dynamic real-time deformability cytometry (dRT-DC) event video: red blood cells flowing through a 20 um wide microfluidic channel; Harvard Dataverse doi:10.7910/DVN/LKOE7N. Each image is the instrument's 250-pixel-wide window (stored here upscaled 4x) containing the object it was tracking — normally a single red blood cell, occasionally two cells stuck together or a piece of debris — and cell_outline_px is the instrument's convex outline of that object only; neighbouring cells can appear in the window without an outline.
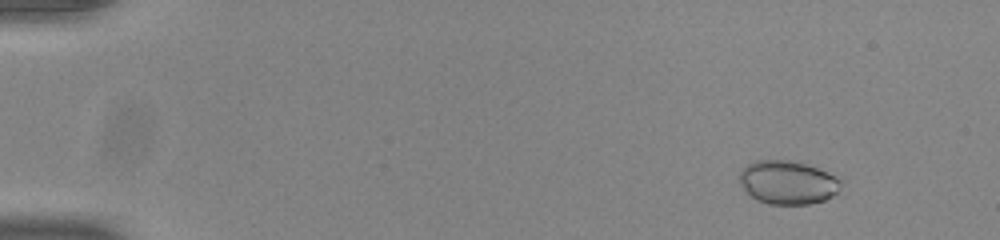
{"species": "common noctule bat (a hibernating species)", "species_latin": "Nyctalus noctula", "temperature_condition": "room temperature", "stored_images_in_passage": 49, "camera_frame_rate_fps": 3000, "um_per_image_px": 0.085, "animal": {"sex": "male", "body_mass_g": 20.0, "forearm_length_mm": 53.3}, "frame": {"image": 1, "passage_image": 1, "time_ms": 0.0, "image_size_px": [1000, 240], "cell_outline_px": [[844, 176], [836, 192], [832, 196], [824, 200], [808, 204], [768, 204], [756, 200], [744, 188], [740, 180], [740, 172], [748, 164], [756, 160], [788, 160], [808, 164]], "centroid_in_image_um": [67.03, 15.49], "position_along_channel_um": 18.0, "area_um2": 25.95}}
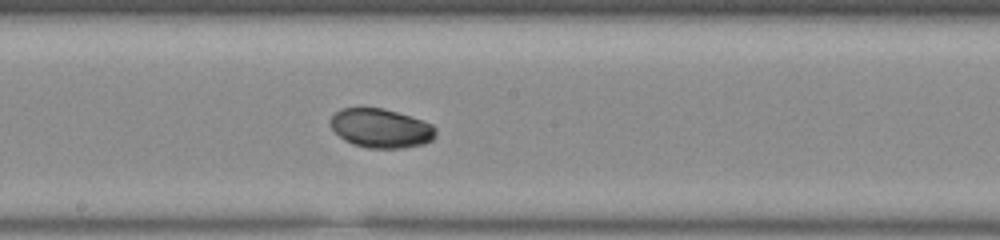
{"frame": {"image": 2, "passage_image": 26, "time_ms": 8.333, "image_size_px": [1000, 240], "cell_outline_px": [[436, 136], [432, 140], [424, 144], [404, 148], [368, 148], [352, 144], [344, 140], [332, 128], [328, 120], [340, 108], [384, 108], [432, 124], [436, 128]], "centroid_in_image_um": [32.37, 10.91], "position_along_channel_um": 215.8, "area_um2": 23.99}}
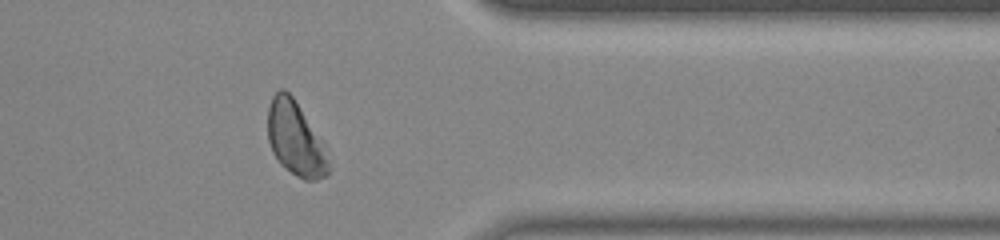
{"frame": {"image": 3, "passage_image": 40, "time_ms": 13.0, "image_size_px": [1000, 240], "cell_outline_px": [[328, 176], [316, 180], [304, 180], [296, 176], [284, 168], [280, 164], [272, 152], [268, 140], [268, 108], [272, 96], [280, 88], [284, 88], [292, 96], [324, 144], [328, 164]], "centroid_in_image_um": [25.09, 11.81], "position_along_channel_um": 386.3, "area_um2": 26.07}, "authors_computed_cell_mechanics": {"area_um2": 25.3164, "velocity_mm_per_s": 3.8607, "shape_relaxation_time_tau1_ms": 1.9977, "shape_relaxation_time_tau2_ms": null, "deformation_change_tau1": 0.08, "deformation_change_tau2": null}}